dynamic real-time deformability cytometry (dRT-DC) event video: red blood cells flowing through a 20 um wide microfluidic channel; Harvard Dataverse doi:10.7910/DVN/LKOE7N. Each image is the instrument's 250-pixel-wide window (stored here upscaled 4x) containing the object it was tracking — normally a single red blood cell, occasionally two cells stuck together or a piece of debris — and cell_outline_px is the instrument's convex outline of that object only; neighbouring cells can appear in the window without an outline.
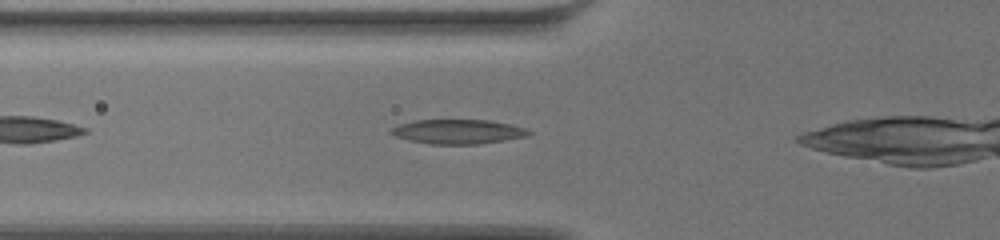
{"species": "common noctule bat (a hibernating species)", "species_latin": "Nyctalus noctula", "temperature_condition": "warm", "stored_images_in_passage": 34, "camera_frame_rate_fps": 3000, "um_per_image_px": 0.085, "animal": {"sex": "female", "body_mass_g": 19.5, "forearm_length_mm": 54.1}, "frame": {"image": 1, "passage_image": 5, "time_ms": 1.333, "image_size_px": [1000, 240], "cell_outline_px": [[532, 132], [528, 136], [480, 144], [428, 144], [408, 140], [396, 136], [388, 132], [392, 128], [400, 124], [416, 120], [492, 120], [512, 124], [524, 128]], "centroid_in_image_um": [38.94, 11.19], "position_along_channel_um": 86.9, "area_um2": 19.65}}
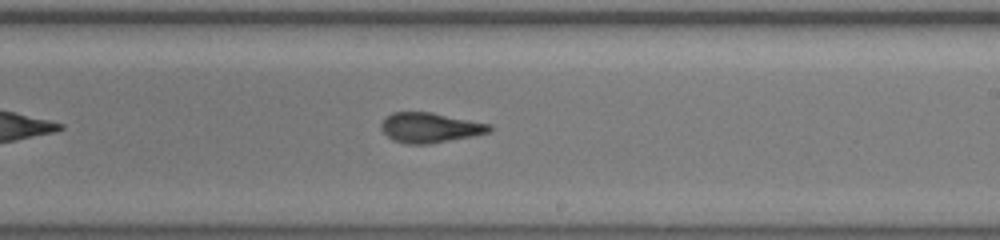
{"frame": {"image": 2, "passage_image": 19, "time_ms": 6.0, "image_size_px": [1000, 240], "cell_outline_px": [[492, 128], [488, 132], [472, 136], [428, 144], [408, 144], [392, 140], [380, 128], [380, 124], [392, 112], [432, 112], [492, 124]], "centroid_in_image_um": [36.55, 10.84], "position_along_channel_um": 252.5, "area_um2": 18.84}}
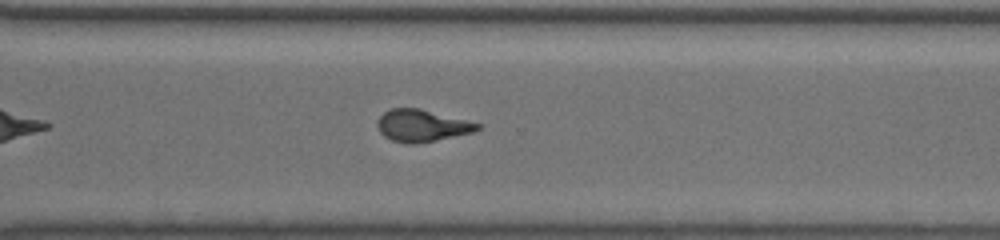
{"frame": {"image": 3, "passage_image": 26, "time_ms": 8.333, "image_size_px": [1000, 240], "cell_outline_px": [[480, 128], [476, 132], [416, 144], [408, 144], [392, 140], [384, 136], [380, 132], [376, 124], [380, 116], [384, 112], [392, 108], [420, 108], [480, 124]], "centroid_in_image_um": [35.85, 10.68], "position_along_channel_um": 334.8, "area_um2": 18.61}}